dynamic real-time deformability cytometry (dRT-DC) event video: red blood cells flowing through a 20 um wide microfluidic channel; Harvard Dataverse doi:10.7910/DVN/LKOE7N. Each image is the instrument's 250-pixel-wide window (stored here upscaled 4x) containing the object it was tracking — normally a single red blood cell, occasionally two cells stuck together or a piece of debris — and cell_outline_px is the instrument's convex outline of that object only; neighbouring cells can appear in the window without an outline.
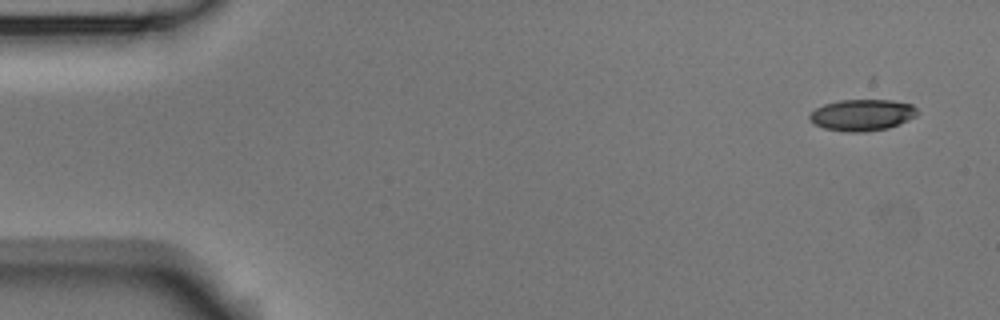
{"species": "Egyptian fruit bat (a non-hibernating species)", "species_latin": "Rousettus aegyptiacus", "temperature_condition": "room temperature", "stored_images_in_passage": 5, "camera_frame_rate_fps": 3000, "um_per_image_px": 0.085, "animal": {"sex": "male"}, "frame": {"image": 1, "passage_image": 1, "time_ms": 0.0, "image_size_px": [1000, 320], "cell_outline_px": [[916, 116], [908, 120], [888, 128], [864, 132], [848, 132], [824, 128], [816, 124], [808, 116], [816, 108], [824, 104], [840, 100], [892, 100], [912, 104], [916, 108]], "centroid_in_image_um": [73.29, 9.77], "position_along_channel_um": 11.7, "area_um2": 19.54}}
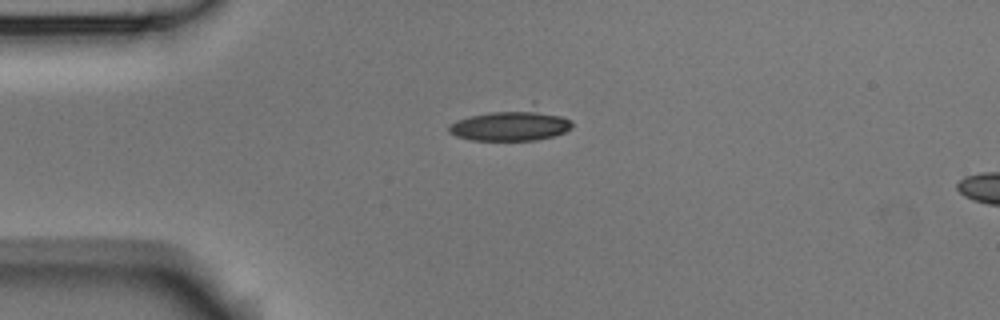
{"frame": {"image": 2, "passage_image": 4, "time_ms": 1.0, "image_size_px": [1000, 320], "cell_outline_px": [[572, 128], [564, 132], [552, 136], [536, 140], [472, 140], [456, 136], [448, 132], [448, 124], [456, 120], [468, 116], [488, 112], [532, 112], [560, 116], [568, 120], [572, 124]], "centroid_in_image_um": [43.27, 10.73], "position_along_channel_um": 41.7, "area_um2": 20.75}}